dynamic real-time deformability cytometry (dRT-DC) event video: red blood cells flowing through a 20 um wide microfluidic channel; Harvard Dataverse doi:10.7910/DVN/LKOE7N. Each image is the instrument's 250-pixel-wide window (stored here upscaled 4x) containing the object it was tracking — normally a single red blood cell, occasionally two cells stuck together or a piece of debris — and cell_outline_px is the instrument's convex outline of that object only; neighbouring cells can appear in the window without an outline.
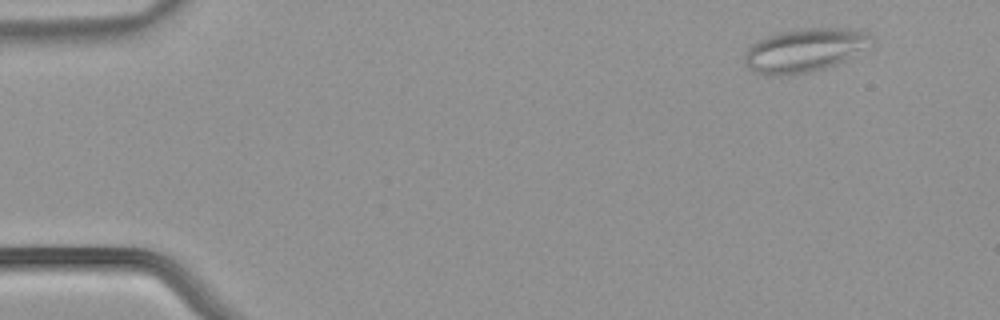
{"species": "common noctule bat (a hibernating species)", "species_latin": "Nyctalus noctula", "temperature_condition": "warm", "stored_images_in_passage": 52, "camera_frame_rate_fps": 3000, "um_per_image_px": 0.085, "animal": {"sex": "male", "body_mass_g": 21.5, "forearm_length_mm": 52.0}, "frame": {"image": 1, "passage_image": 5, "time_ms": 1.333, "image_size_px": [1000, 320], "cell_outline_px": [[872, 44], [844, 60], [836, 64], [824, 68], [808, 72], [780, 76], [764, 76], [752, 72], [744, 64], [744, 56], [748, 48], [752, 44], [764, 36], [780, 32], [804, 28], [844, 28], [868, 32], [872, 36]], "centroid_in_image_um": [68.33, 4.28], "position_along_channel_um": 16.7, "area_um2": 32.31}}
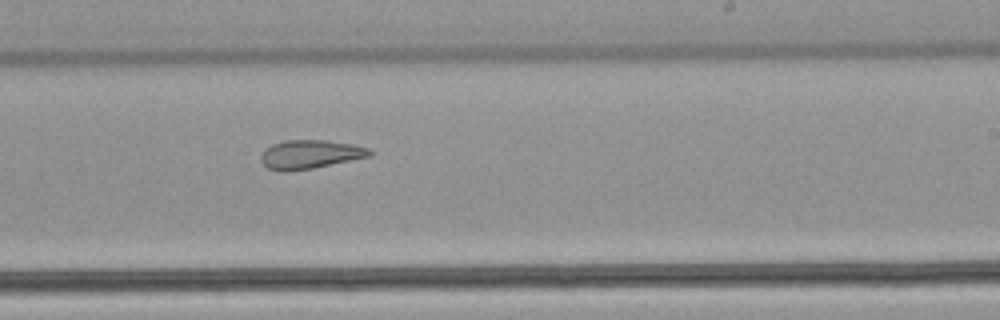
{"frame": {"image": 2, "passage_image": 32, "time_ms": 10.333, "image_size_px": [1000, 320], "cell_outline_px": [[372, 156], [312, 168], [288, 172], [280, 172], [268, 168], [260, 160], [260, 156], [272, 144], [284, 140], [324, 140], [352, 144], [368, 148], [372, 152]], "centroid_in_image_um": [26.35, 13.13], "position_along_channel_um": 262.6, "area_um2": 18.15}}
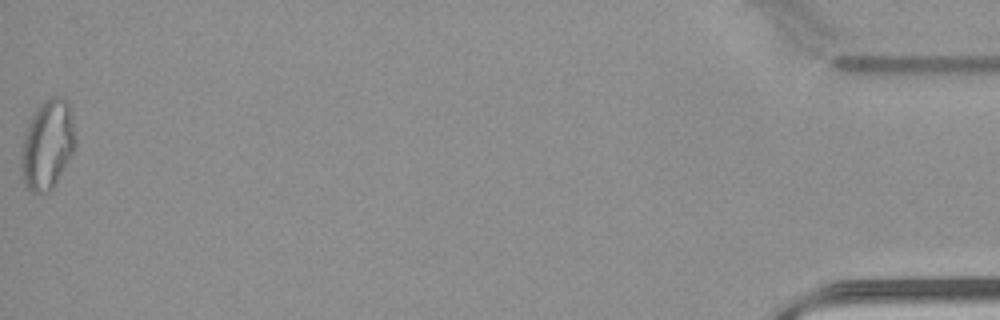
{"frame": {"image": 3, "passage_image": 52, "time_ms": 17.0, "image_size_px": [1000, 320], "cell_outline_px": [[76, 148], [52, 188], [48, 192], [32, 192], [24, 184], [20, 176], [20, 152], [24, 136], [28, 124], [36, 108], [44, 100], [52, 96], [64, 96], [68, 100], [72, 108], [76, 136]], "centroid_in_image_um": [4.05, 12.25], "position_along_channel_um": 431.2, "area_um2": 28.9}, "authors_computed_cell_mechanics": {"area_um2": 23.5246, "velocity_mm_per_s": 3.9917, "shape_relaxation_time_tau1_ms": null, "shape_relaxation_time_tau2_ms": 4.1863, "deformation_change_tau1": null, "deformation_change_tau2": 0.1339}}